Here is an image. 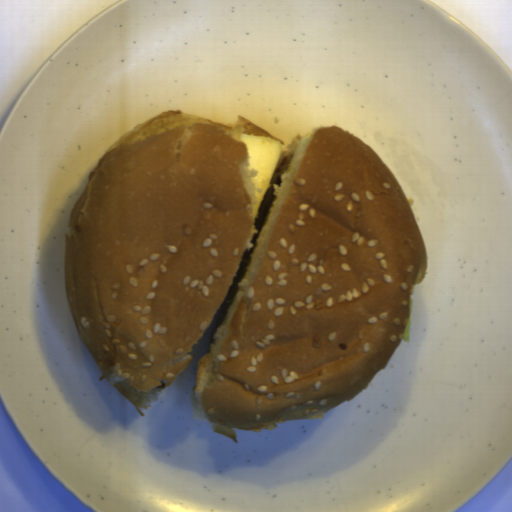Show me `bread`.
I'll return each mask as SVG.
<instances>
[{
  "label": "bread",
  "instance_id": "1",
  "mask_svg": "<svg viewBox=\"0 0 512 512\" xmlns=\"http://www.w3.org/2000/svg\"><path fill=\"white\" fill-rule=\"evenodd\" d=\"M279 140L256 218L240 135ZM426 246L381 157L344 128L291 142L242 116L162 111L99 157L65 232L64 290L102 375L144 415L192 360L191 417L235 430L317 418L410 342Z\"/></svg>",
  "mask_w": 512,
  "mask_h": 512
}]
</instances>
